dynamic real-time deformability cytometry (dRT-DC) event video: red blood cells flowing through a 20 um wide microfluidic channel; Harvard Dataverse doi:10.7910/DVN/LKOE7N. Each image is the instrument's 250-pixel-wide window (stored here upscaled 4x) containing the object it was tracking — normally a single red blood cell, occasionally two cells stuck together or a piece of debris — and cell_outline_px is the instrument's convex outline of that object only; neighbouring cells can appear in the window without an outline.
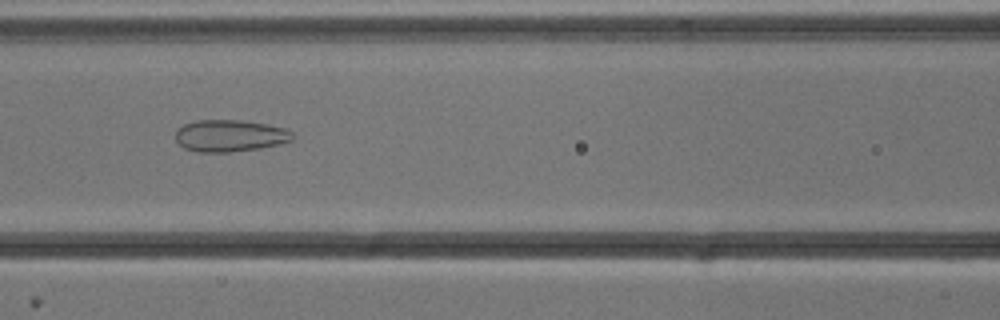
{"species": "common noctule bat (a hibernating species)", "species_latin": "Nyctalus noctula", "temperature_condition": "cold", "stored_images_in_passage": 35, "camera_frame_rate_fps": 3000, "um_per_image_px": 0.085, "animal": {"sex": "male", "body_mass_g": 13.3}, "frame": {"image": 1, "passage_image": 11, "time_ms": 3.333, "image_size_px": [1000, 320], "cell_outline_px": [[292, 140], [280, 144], [260, 148], [228, 152], [196, 152], [184, 148], [176, 140], [176, 128], [184, 124], [196, 120], [244, 120], [288, 128], [292, 132]], "centroid_in_image_um": [19.54, 11.53], "position_along_channel_um": 147.1, "area_um2": 21.91}}
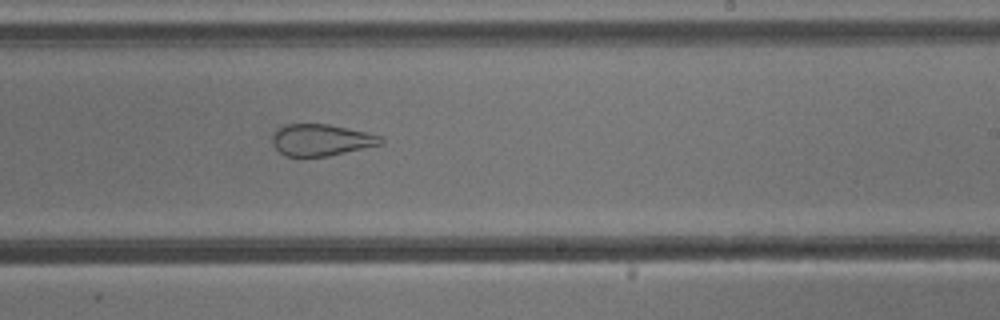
{"frame": {"image": 2, "passage_image": 20, "time_ms": 6.333, "image_size_px": [1000, 320], "cell_outline_px": [[384, 144], [328, 156], [284, 156], [272, 144], [272, 132], [276, 128], [284, 124], [328, 124], [368, 132], [380, 136], [384, 140]], "centroid_in_image_um": [27.29, 11.89], "position_along_channel_um": 261.7, "area_um2": 20.23}, "authors_computed_cell_mechanics": {"area_um2": 23.4668, "velocity_mm_per_s": 3.8291, "shape_relaxation_time_tau1_ms": null, "shape_relaxation_time_tau2_ms": 1.614, "deformation_change_tau1": null, "deformation_change_tau2": 0.1093}}